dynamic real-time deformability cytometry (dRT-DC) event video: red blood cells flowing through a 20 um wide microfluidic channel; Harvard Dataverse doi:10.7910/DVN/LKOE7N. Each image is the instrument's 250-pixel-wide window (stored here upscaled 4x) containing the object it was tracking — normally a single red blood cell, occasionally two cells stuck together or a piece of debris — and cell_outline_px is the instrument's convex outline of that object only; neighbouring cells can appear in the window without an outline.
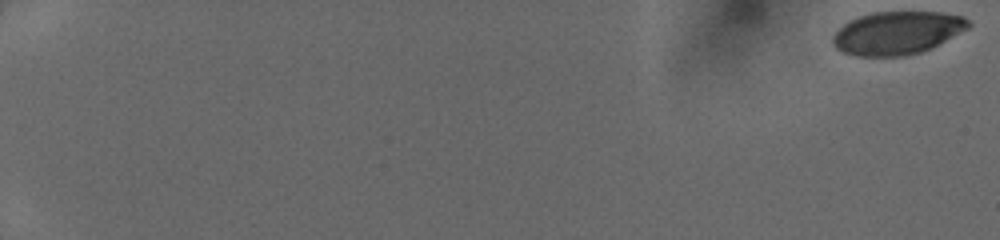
{"species": "human", "species_latin": "Homo sapiens", "temperature_condition": "cold", "stored_images_in_passage": 17, "camera_frame_rate_fps": 3000, "um_per_image_px": 0.085, "donor": {"sex": "female"}, "frame": {"image": 1, "passage_image": 1, "time_ms": 0.0, "image_size_px": [1000, 240], "cell_outline_px": [[972, 24], [968, 28], [932, 48], [920, 52], [904, 56], [856, 56], [844, 52], [836, 48], [832, 44], [832, 36], [848, 20], [872, 12], [940, 12], [964, 16]], "centroid_in_image_um": [76.26, 2.79], "position_along_channel_um": 8.7, "area_um2": 34.04}}